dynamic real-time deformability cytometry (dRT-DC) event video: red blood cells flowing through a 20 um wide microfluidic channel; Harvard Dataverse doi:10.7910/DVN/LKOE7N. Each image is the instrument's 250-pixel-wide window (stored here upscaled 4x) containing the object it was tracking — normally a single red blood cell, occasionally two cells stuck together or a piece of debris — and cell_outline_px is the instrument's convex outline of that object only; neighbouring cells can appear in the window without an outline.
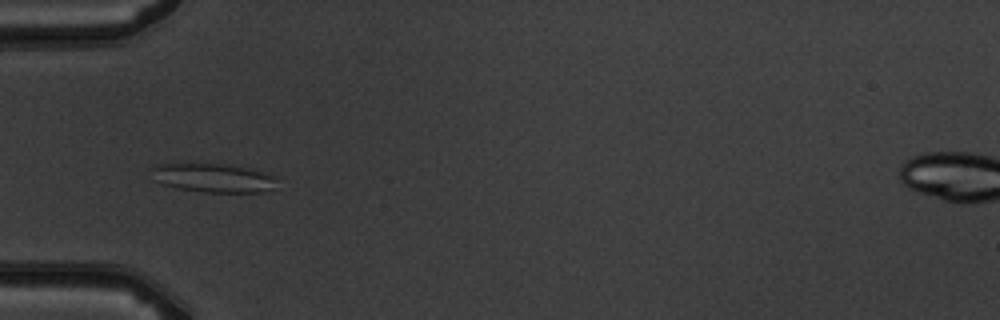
{"species": "common noctule bat (a hibernating species)", "species_latin": "Nyctalus noctula", "temperature_condition": "warm", "stored_images_in_passage": 8, "camera_frame_rate_fps": 3000, "um_per_image_px": 0.085, "animal": {"sex": "male", "body_mass_g": 19.5, "forearm_length_mm": 54.6}, "frame": {"image": 1, "passage_image": 6, "time_ms": 5.667, "image_size_px": [1000, 320], "cell_outline_px": [[276, 180], [272, 188], [264, 192], [200, 192], [176, 188], [164, 184], [156, 180], [148, 168], [152, 164], [180, 160], [228, 164], [252, 168], [276, 176]], "centroid_in_image_um": [18.0, 15.05], "position_along_channel_um": 67.0, "area_um2": 22.37}}
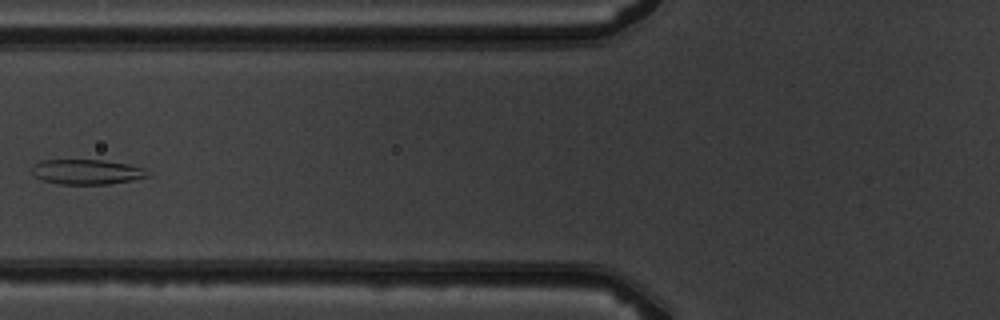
{"frame": {"image": 2, "passage_image": 7, "time_ms": 7.0, "image_size_px": [1000, 320], "cell_outline_px": [[148, 176], [132, 180], [108, 184], [60, 184], [44, 180], [36, 176], [32, 172], [32, 164], [40, 160], [104, 160], [128, 164], [144, 168]], "centroid_in_image_um": [7.34, 14.6], "position_along_channel_um": 118.5, "area_um2": 16.7}}
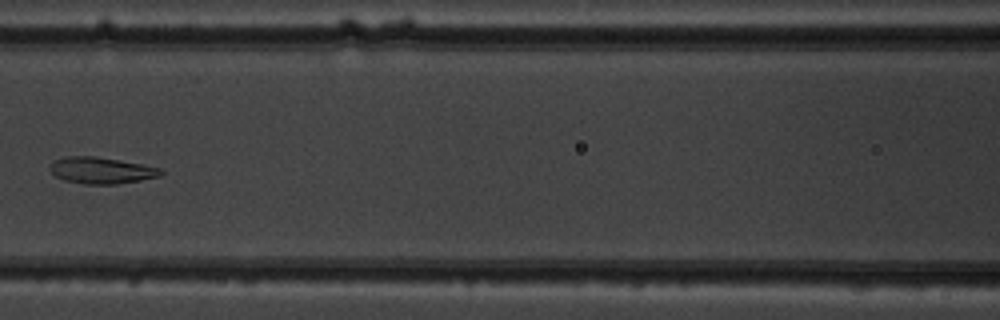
{"frame": {"image": 3, "passage_image": 8, "time_ms": 8.0, "image_size_px": [1000, 320], "cell_outline_px": [[164, 172], [160, 176], [140, 180], [116, 184], [84, 184], [64, 180], [56, 176], [48, 168], [56, 160], [68, 156], [96, 156], [140, 164], [160, 168]], "centroid_in_image_um": [8.61, 14.49], "position_along_channel_um": 158.0, "area_um2": 16.88}}